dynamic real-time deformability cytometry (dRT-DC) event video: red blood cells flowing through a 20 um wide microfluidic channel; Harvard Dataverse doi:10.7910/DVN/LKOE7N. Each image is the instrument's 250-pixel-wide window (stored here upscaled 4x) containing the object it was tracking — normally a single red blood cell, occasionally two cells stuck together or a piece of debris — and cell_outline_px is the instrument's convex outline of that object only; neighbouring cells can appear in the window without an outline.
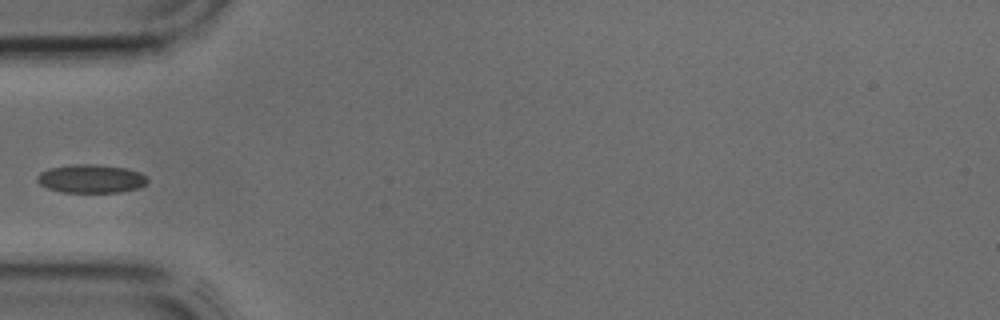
{"species": "common noctule bat (a hibernating species)", "species_latin": "Nyctalus noctula", "temperature_condition": "cold", "stored_images_in_passage": 2, "camera_frame_rate_fps": 3000, "um_per_image_px": 0.085, "animal": {"sex": "male", "body_mass_g": 17.9, "forearm_length_mm": 54.2}, "frame": {"image": 1, "passage_image": 2, "time_ms": 0.333, "image_size_px": [1000, 320], "cell_outline_px": [[148, 180], [144, 184], [136, 188], [120, 192], [64, 192], [48, 188], [40, 184], [36, 180], [36, 176], [40, 172], [48, 168], [72, 164], [100, 164], [124, 168], [140, 172]], "centroid_in_image_um": [7.69, 15.17], "position_along_channel_um": 77.3, "area_um2": 18.21}}